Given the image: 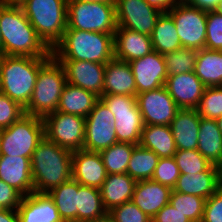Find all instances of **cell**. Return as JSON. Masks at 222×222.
Segmentation results:
<instances>
[{"mask_svg":"<svg viewBox=\"0 0 222 222\" xmlns=\"http://www.w3.org/2000/svg\"><path fill=\"white\" fill-rule=\"evenodd\" d=\"M2 55L51 58V49L38 36L22 7L5 2L0 7Z\"/></svg>","mask_w":222,"mask_h":222,"instance_id":"cell-1","label":"cell"},{"mask_svg":"<svg viewBox=\"0 0 222 222\" xmlns=\"http://www.w3.org/2000/svg\"><path fill=\"white\" fill-rule=\"evenodd\" d=\"M34 192L48 193L72 179V151L44 137L31 157Z\"/></svg>","mask_w":222,"mask_h":222,"instance_id":"cell-2","label":"cell"},{"mask_svg":"<svg viewBox=\"0 0 222 222\" xmlns=\"http://www.w3.org/2000/svg\"><path fill=\"white\" fill-rule=\"evenodd\" d=\"M56 60H80L106 64L114 58V34L65 30L51 50Z\"/></svg>","mask_w":222,"mask_h":222,"instance_id":"cell-3","label":"cell"},{"mask_svg":"<svg viewBox=\"0 0 222 222\" xmlns=\"http://www.w3.org/2000/svg\"><path fill=\"white\" fill-rule=\"evenodd\" d=\"M50 58L0 56V91L26 107L32 97L39 69Z\"/></svg>","mask_w":222,"mask_h":222,"instance_id":"cell-4","label":"cell"},{"mask_svg":"<svg viewBox=\"0 0 222 222\" xmlns=\"http://www.w3.org/2000/svg\"><path fill=\"white\" fill-rule=\"evenodd\" d=\"M18 4L38 36L52 50L67 29V0H22Z\"/></svg>","mask_w":222,"mask_h":222,"instance_id":"cell-5","label":"cell"},{"mask_svg":"<svg viewBox=\"0 0 222 222\" xmlns=\"http://www.w3.org/2000/svg\"><path fill=\"white\" fill-rule=\"evenodd\" d=\"M67 83L63 65L53 56L39 69L32 97L25 114L44 118L56 111Z\"/></svg>","mask_w":222,"mask_h":222,"instance_id":"cell-6","label":"cell"},{"mask_svg":"<svg viewBox=\"0 0 222 222\" xmlns=\"http://www.w3.org/2000/svg\"><path fill=\"white\" fill-rule=\"evenodd\" d=\"M67 29L114 34L116 4L67 0Z\"/></svg>","mask_w":222,"mask_h":222,"instance_id":"cell-7","label":"cell"},{"mask_svg":"<svg viewBox=\"0 0 222 222\" xmlns=\"http://www.w3.org/2000/svg\"><path fill=\"white\" fill-rule=\"evenodd\" d=\"M44 137L43 118L25 114L8 128L0 130V156H20L31 160Z\"/></svg>","mask_w":222,"mask_h":222,"instance_id":"cell-8","label":"cell"},{"mask_svg":"<svg viewBox=\"0 0 222 222\" xmlns=\"http://www.w3.org/2000/svg\"><path fill=\"white\" fill-rule=\"evenodd\" d=\"M100 99L115 116L117 142L138 145L144 127L136 97L129 95H102Z\"/></svg>","mask_w":222,"mask_h":222,"instance_id":"cell-9","label":"cell"},{"mask_svg":"<svg viewBox=\"0 0 222 222\" xmlns=\"http://www.w3.org/2000/svg\"><path fill=\"white\" fill-rule=\"evenodd\" d=\"M174 20L182 47L205 48L207 11L187 4L184 0L167 12Z\"/></svg>","mask_w":222,"mask_h":222,"instance_id":"cell-10","label":"cell"},{"mask_svg":"<svg viewBox=\"0 0 222 222\" xmlns=\"http://www.w3.org/2000/svg\"><path fill=\"white\" fill-rule=\"evenodd\" d=\"M45 137L70 151L82 150L85 135V118L59 111L43 118Z\"/></svg>","mask_w":222,"mask_h":222,"instance_id":"cell-11","label":"cell"},{"mask_svg":"<svg viewBox=\"0 0 222 222\" xmlns=\"http://www.w3.org/2000/svg\"><path fill=\"white\" fill-rule=\"evenodd\" d=\"M114 122V114L99 99L85 118L83 149L91 152H100L117 143Z\"/></svg>","mask_w":222,"mask_h":222,"instance_id":"cell-12","label":"cell"},{"mask_svg":"<svg viewBox=\"0 0 222 222\" xmlns=\"http://www.w3.org/2000/svg\"><path fill=\"white\" fill-rule=\"evenodd\" d=\"M161 11L146 0H116L117 27L151 36Z\"/></svg>","mask_w":222,"mask_h":222,"instance_id":"cell-13","label":"cell"},{"mask_svg":"<svg viewBox=\"0 0 222 222\" xmlns=\"http://www.w3.org/2000/svg\"><path fill=\"white\" fill-rule=\"evenodd\" d=\"M144 125H170L179 110L165 86L136 96Z\"/></svg>","mask_w":222,"mask_h":222,"instance_id":"cell-14","label":"cell"},{"mask_svg":"<svg viewBox=\"0 0 222 222\" xmlns=\"http://www.w3.org/2000/svg\"><path fill=\"white\" fill-rule=\"evenodd\" d=\"M128 63L134 75L137 94L165 85L168 74L163 54L153 50L144 57Z\"/></svg>","mask_w":222,"mask_h":222,"instance_id":"cell-15","label":"cell"},{"mask_svg":"<svg viewBox=\"0 0 222 222\" xmlns=\"http://www.w3.org/2000/svg\"><path fill=\"white\" fill-rule=\"evenodd\" d=\"M66 72L67 83L103 95L105 65L80 60H58Z\"/></svg>","mask_w":222,"mask_h":222,"instance_id":"cell-16","label":"cell"},{"mask_svg":"<svg viewBox=\"0 0 222 222\" xmlns=\"http://www.w3.org/2000/svg\"><path fill=\"white\" fill-rule=\"evenodd\" d=\"M164 86L179 109H196L206 89L194 71L168 76Z\"/></svg>","mask_w":222,"mask_h":222,"instance_id":"cell-17","label":"cell"},{"mask_svg":"<svg viewBox=\"0 0 222 222\" xmlns=\"http://www.w3.org/2000/svg\"><path fill=\"white\" fill-rule=\"evenodd\" d=\"M107 175L99 152L84 149L72 152V179L80 185L100 189Z\"/></svg>","mask_w":222,"mask_h":222,"instance_id":"cell-18","label":"cell"},{"mask_svg":"<svg viewBox=\"0 0 222 222\" xmlns=\"http://www.w3.org/2000/svg\"><path fill=\"white\" fill-rule=\"evenodd\" d=\"M0 179L23 197L34 192L31 160L20 156H0Z\"/></svg>","mask_w":222,"mask_h":222,"instance_id":"cell-19","label":"cell"},{"mask_svg":"<svg viewBox=\"0 0 222 222\" xmlns=\"http://www.w3.org/2000/svg\"><path fill=\"white\" fill-rule=\"evenodd\" d=\"M221 181V167L213 164L205 172L181 174L173 190L207 199L221 187Z\"/></svg>","mask_w":222,"mask_h":222,"instance_id":"cell-20","label":"cell"},{"mask_svg":"<svg viewBox=\"0 0 222 222\" xmlns=\"http://www.w3.org/2000/svg\"><path fill=\"white\" fill-rule=\"evenodd\" d=\"M153 51L151 36L127 28L117 27L114 32V57L131 62Z\"/></svg>","mask_w":222,"mask_h":222,"instance_id":"cell-21","label":"cell"},{"mask_svg":"<svg viewBox=\"0 0 222 222\" xmlns=\"http://www.w3.org/2000/svg\"><path fill=\"white\" fill-rule=\"evenodd\" d=\"M172 189L152 179L137 181L131 201L153 218L169 204Z\"/></svg>","mask_w":222,"mask_h":222,"instance_id":"cell-22","label":"cell"},{"mask_svg":"<svg viewBox=\"0 0 222 222\" xmlns=\"http://www.w3.org/2000/svg\"><path fill=\"white\" fill-rule=\"evenodd\" d=\"M17 212L19 222H63L48 193L33 192L23 197Z\"/></svg>","mask_w":222,"mask_h":222,"instance_id":"cell-23","label":"cell"},{"mask_svg":"<svg viewBox=\"0 0 222 222\" xmlns=\"http://www.w3.org/2000/svg\"><path fill=\"white\" fill-rule=\"evenodd\" d=\"M137 96L134 75L128 62L111 59L105 65L103 95Z\"/></svg>","mask_w":222,"mask_h":222,"instance_id":"cell-24","label":"cell"},{"mask_svg":"<svg viewBox=\"0 0 222 222\" xmlns=\"http://www.w3.org/2000/svg\"><path fill=\"white\" fill-rule=\"evenodd\" d=\"M201 117L196 109H179L170 128L177 150H194L198 147Z\"/></svg>","mask_w":222,"mask_h":222,"instance_id":"cell-25","label":"cell"},{"mask_svg":"<svg viewBox=\"0 0 222 222\" xmlns=\"http://www.w3.org/2000/svg\"><path fill=\"white\" fill-rule=\"evenodd\" d=\"M137 181L127 173L108 174L100 188L102 203L107 212L131 201Z\"/></svg>","mask_w":222,"mask_h":222,"instance_id":"cell-26","label":"cell"},{"mask_svg":"<svg viewBox=\"0 0 222 222\" xmlns=\"http://www.w3.org/2000/svg\"><path fill=\"white\" fill-rule=\"evenodd\" d=\"M100 98L88 90L66 83L56 111L86 118Z\"/></svg>","mask_w":222,"mask_h":222,"instance_id":"cell-27","label":"cell"},{"mask_svg":"<svg viewBox=\"0 0 222 222\" xmlns=\"http://www.w3.org/2000/svg\"><path fill=\"white\" fill-rule=\"evenodd\" d=\"M197 150L212 164L222 167V133L215 119L201 117Z\"/></svg>","mask_w":222,"mask_h":222,"instance_id":"cell-28","label":"cell"},{"mask_svg":"<svg viewBox=\"0 0 222 222\" xmlns=\"http://www.w3.org/2000/svg\"><path fill=\"white\" fill-rule=\"evenodd\" d=\"M139 144L160 158L173 157L177 150L170 125H144Z\"/></svg>","mask_w":222,"mask_h":222,"instance_id":"cell-29","label":"cell"},{"mask_svg":"<svg viewBox=\"0 0 222 222\" xmlns=\"http://www.w3.org/2000/svg\"><path fill=\"white\" fill-rule=\"evenodd\" d=\"M194 73L206 87L222 86V50H198Z\"/></svg>","mask_w":222,"mask_h":222,"instance_id":"cell-30","label":"cell"},{"mask_svg":"<svg viewBox=\"0 0 222 222\" xmlns=\"http://www.w3.org/2000/svg\"><path fill=\"white\" fill-rule=\"evenodd\" d=\"M151 41L153 50L163 55L182 47L174 20L167 12L157 18Z\"/></svg>","mask_w":222,"mask_h":222,"instance_id":"cell-31","label":"cell"},{"mask_svg":"<svg viewBox=\"0 0 222 222\" xmlns=\"http://www.w3.org/2000/svg\"><path fill=\"white\" fill-rule=\"evenodd\" d=\"M78 182L70 179L48 192L63 222H77Z\"/></svg>","mask_w":222,"mask_h":222,"instance_id":"cell-32","label":"cell"},{"mask_svg":"<svg viewBox=\"0 0 222 222\" xmlns=\"http://www.w3.org/2000/svg\"><path fill=\"white\" fill-rule=\"evenodd\" d=\"M77 222H96L105 217L100 189L78 183Z\"/></svg>","mask_w":222,"mask_h":222,"instance_id":"cell-33","label":"cell"},{"mask_svg":"<svg viewBox=\"0 0 222 222\" xmlns=\"http://www.w3.org/2000/svg\"><path fill=\"white\" fill-rule=\"evenodd\" d=\"M160 157L150 149L135 145L127 166V174L136 181L152 179Z\"/></svg>","mask_w":222,"mask_h":222,"instance_id":"cell-34","label":"cell"},{"mask_svg":"<svg viewBox=\"0 0 222 222\" xmlns=\"http://www.w3.org/2000/svg\"><path fill=\"white\" fill-rule=\"evenodd\" d=\"M135 144L117 142L100 151L107 174L127 173V166Z\"/></svg>","mask_w":222,"mask_h":222,"instance_id":"cell-35","label":"cell"},{"mask_svg":"<svg viewBox=\"0 0 222 222\" xmlns=\"http://www.w3.org/2000/svg\"><path fill=\"white\" fill-rule=\"evenodd\" d=\"M205 201L202 197L179 193L172 189L169 203L185 214L191 222H202Z\"/></svg>","mask_w":222,"mask_h":222,"instance_id":"cell-36","label":"cell"},{"mask_svg":"<svg viewBox=\"0 0 222 222\" xmlns=\"http://www.w3.org/2000/svg\"><path fill=\"white\" fill-rule=\"evenodd\" d=\"M198 50L181 47L163 55L168 76L194 71Z\"/></svg>","mask_w":222,"mask_h":222,"instance_id":"cell-37","label":"cell"},{"mask_svg":"<svg viewBox=\"0 0 222 222\" xmlns=\"http://www.w3.org/2000/svg\"><path fill=\"white\" fill-rule=\"evenodd\" d=\"M173 157L181 174L205 172L213 165L197 149L176 150Z\"/></svg>","mask_w":222,"mask_h":222,"instance_id":"cell-38","label":"cell"},{"mask_svg":"<svg viewBox=\"0 0 222 222\" xmlns=\"http://www.w3.org/2000/svg\"><path fill=\"white\" fill-rule=\"evenodd\" d=\"M196 111L206 119H217L222 116V86L206 87Z\"/></svg>","mask_w":222,"mask_h":222,"instance_id":"cell-39","label":"cell"},{"mask_svg":"<svg viewBox=\"0 0 222 222\" xmlns=\"http://www.w3.org/2000/svg\"><path fill=\"white\" fill-rule=\"evenodd\" d=\"M180 175L181 173L174 157L160 158L152 180L173 189Z\"/></svg>","mask_w":222,"mask_h":222,"instance_id":"cell-40","label":"cell"},{"mask_svg":"<svg viewBox=\"0 0 222 222\" xmlns=\"http://www.w3.org/2000/svg\"><path fill=\"white\" fill-rule=\"evenodd\" d=\"M108 214L115 222H152V218L132 201L113 208Z\"/></svg>","mask_w":222,"mask_h":222,"instance_id":"cell-41","label":"cell"},{"mask_svg":"<svg viewBox=\"0 0 222 222\" xmlns=\"http://www.w3.org/2000/svg\"><path fill=\"white\" fill-rule=\"evenodd\" d=\"M23 115L24 107L0 91V130L8 128Z\"/></svg>","mask_w":222,"mask_h":222,"instance_id":"cell-42","label":"cell"},{"mask_svg":"<svg viewBox=\"0 0 222 222\" xmlns=\"http://www.w3.org/2000/svg\"><path fill=\"white\" fill-rule=\"evenodd\" d=\"M205 48L222 50V15L215 11H207Z\"/></svg>","mask_w":222,"mask_h":222,"instance_id":"cell-43","label":"cell"},{"mask_svg":"<svg viewBox=\"0 0 222 222\" xmlns=\"http://www.w3.org/2000/svg\"><path fill=\"white\" fill-rule=\"evenodd\" d=\"M202 222H222V188L205 201Z\"/></svg>","mask_w":222,"mask_h":222,"instance_id":"cell-44","label":"cell"},{"mask_svg":"<svg viewBox=\"0 0 222 222\" xmlns=\"http://www.w3.org/2000/svg\"><path fill=\"white\" fill-rule=\"evenodd\" d=\"M23 196L13 187L0 179V207L2 209H18Z\"/></svg>","mask_w":222,"mask_h":222,"instance_id":"cell-45","label":"cell"},{"mask_svg":"<svg viewBox=\"0 0 222 222\" xmlns=\"http://www.w3.org/2000/svg\"><path fill=\"white\" fill-rule=\"evenodd\" d=\"M152 222H191L185 214H182L170 203L162 207L152 218Z\"/></svg>","mask_w":222,"mask_h":222,"instance_id":"cell-46","label":"cell"},{"mask_svg":"<svg viewBox=\"0 0 222 222\" xmlns=\"http://www.w3.org/2000/svg\"><path fill=\"white\" fill-rule=\"evenodd\" d=\"M187 4L205 11H214L219 0H184Z\"/></svg>","mask_w":222,"mask_h":222,"instance_id":"cell-47","label":"cell"},{"mask_svg":"<svg viewBox=\"0 0 222 222\" xmlns=\"http://www.w3.org/2000/svg\"><path fill=\"white\" fill-rule=\"evenodd\" d=\"M182 0H146V2L161 11L162 13L168 12L172 7L177 5Z\"/></svg>","mask_w":222,"mask_h":222,"instance_id":"cell-48","label":"cell"},{"mask_svg":"<svg viewBox=\"0 0 222 222\" xmlns=\"http://www.w3.org/2000/svg\"><path fill=\"white\" fill-rule=\"evenodd\" d=\"M0 222H19L17 209H2L0 211Z\"/></svg>","mask_w":222,"mask_h":222,"instance_id":"cell-49","label":"cell"},{"mask_svg":"<svg viewBox=\"0 0 222 222\" xmlns=\"http://www.w3.org/2000/svg\"><path fill=\"white\" fill-rule=\"evenodd\" d=\"M82 2H105L108 4H116V0H77Z\"/></svg>","mask_w":222,"mask_h":222,"instance_id":"cell-50","label":"cell"},{"mask_svg":"<svg viewBox=\"0 0 222 222\" xmlns=\"http://www.w3.org/2000/svg\"><path fill=\"white\" fill-rule=\"evenodd\" d=\"M96 222H115V221L110 217L109 214H107L105 217L100 218Z\"/></svg>","mask_w":222,"mask_h":222,"instance_id":"cell-51","label":"cell"},{"mask_svg":"<svg viewBox=\"0 0 222 222\" xmlns=\"http://www.w3.org/2000/svg\"><path fill=\"white\" fill-rule=\"evenodd\" d=\"M214 11L222 15V0H219L218 6Z\"/></svg>","mask_w":222,"mask_h":222,"instance_id":"cell-52","label":"cell"},{"mask_svg":"<svg viewBox=\"0 0 222 222\" xmlns=\"http://www.w3.org/2000/svg\"><path fill=\"white\" fill-rule=\"evenodd\" d=\"M216 122L218 124V128L220 132L222 133V116L216 119Z\"/></svg>","mask_w":222,"mask_h":222,"instance_id":"cell-53","label":"cell"},{"mask_svg":"<svg viewBox=\"0 0 222 222\" xmlns=\"http://www.w3.org/2000/svg\"><path fill=\"white\" fill-rule=\"evenodd\" d=\"M3 2H0V7L3 5ZM0 54L2 55V32L0 28Z\"/></svg>","mask_w":222,"mask_h":222,"instance_id":"cell-54","label":"cell"},{"mask_svg":"<svg viewBox=\"0 0 222 222\" xmlns=\"http://www.w3.org/2000/svg\"><path fill=\"white\" fill-rule=\"evenodd\" d=\"M22 0H6L7 3H19Z\"/></svg>","mask_w":222,"mask_h":222,"instance_id":"cell-55","label":"cell"}]
</instances>
